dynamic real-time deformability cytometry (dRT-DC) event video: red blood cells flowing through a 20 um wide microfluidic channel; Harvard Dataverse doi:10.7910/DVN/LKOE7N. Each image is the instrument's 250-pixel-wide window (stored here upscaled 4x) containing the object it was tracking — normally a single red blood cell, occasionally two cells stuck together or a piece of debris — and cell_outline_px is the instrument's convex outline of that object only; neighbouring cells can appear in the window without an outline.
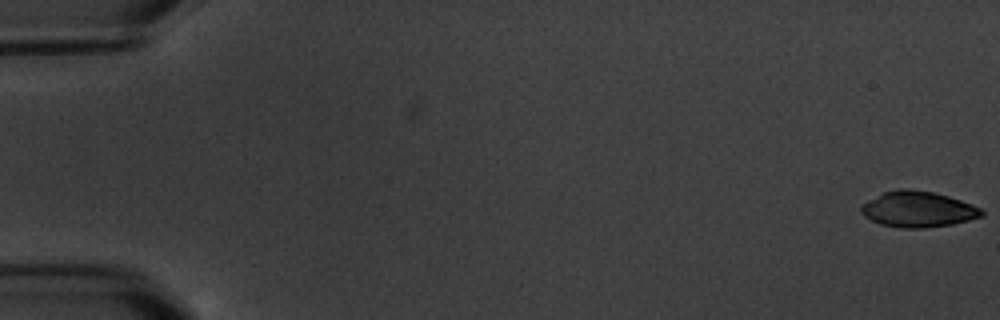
{"species": "common noctule bat (a hibernating species)", "species_latin": "Nyctalus noctula", "temperature_condition": "warm", "stored_images_in_passage": 6, "camera_frame_rate_fps": 3000, "um_per_image_px": 0.085, "animal": {"sex": "male", "body_mass_g": 20.1, "forearm_length_mm": 53.5}, "frame": {"image": 1, "passage_image": 1, "time_ms": 0.0, "image_size_px": [1000, 320], "cell_outline_px": [[984, 216], [952, 224], [924, 228], [900, 228], [880, 224], [864, 216], [860, 212], [860, 204], [884, 192], [900, 188], [908, 188], [932, 192], [948, 196], [972, 204], [980, 208], [984, 212]], "centroid_in_image_um": [78.01, 17.79], "position_along_channel_um": 7.0, "area_um2": 25.2}}
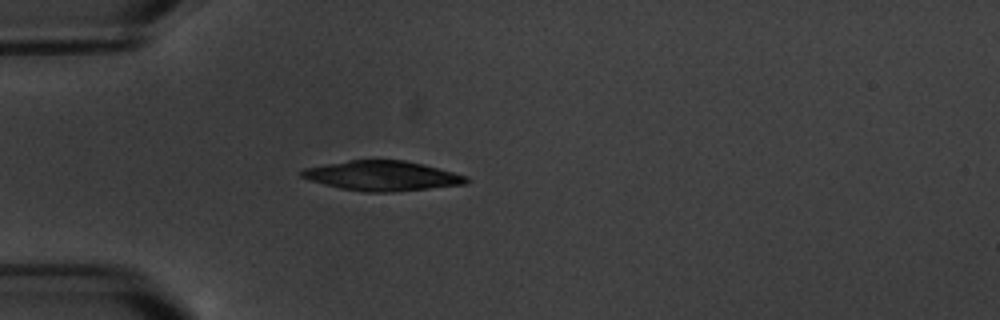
{"frame": {"image": 2, "passage_image": 5, "time_ms": 5.667, "image_size_px": [1000, 320], "cell_outline_px": [[468, 184], [392, 192], [364, 192], [340, 188], [308, 180], [300, 176], [300, 172], [304, 168], [324, 164], [348, 160], [404, 160], [424, 164], [468, 176]], "centroid_in_image_um": [32.48, 14.94], "position_along_channel_um": 52.5, "area_um2": 28.67}}